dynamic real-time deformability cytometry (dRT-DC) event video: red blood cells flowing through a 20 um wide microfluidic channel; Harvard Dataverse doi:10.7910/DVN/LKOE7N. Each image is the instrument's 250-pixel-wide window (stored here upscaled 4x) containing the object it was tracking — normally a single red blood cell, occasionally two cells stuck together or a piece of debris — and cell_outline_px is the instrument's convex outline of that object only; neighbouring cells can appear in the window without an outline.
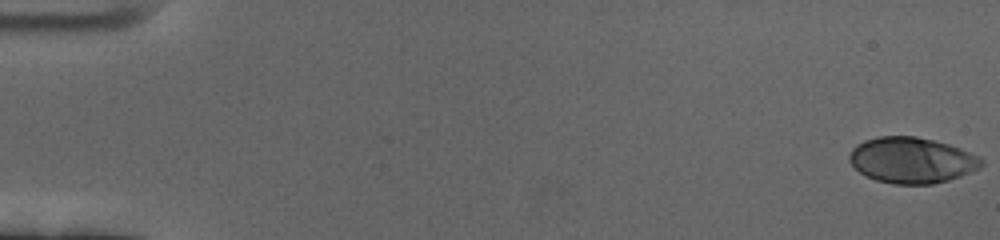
{"species": "human", "species_latin": "Homo sapiens", "temperature_condition": "cold", "stored_images_in_passage": 60, "camera_frame_rate_fps": 3000, "um_per_image_px": 0.085, "donor": {"sex": "female"}, "frame": {"image": 1, "passage_image": 1, "time_ms": 0.0, "image_size_px": [1000, 240], "cell_outline_px": [[984, 164], [980, 168], [960, 176], [948, 180], [932, 184], [892, 184], [876, 180], [860, 172], [848, 160], [848, 156], [852, 148], [856, 144], [864, 140], [876, 136], [916, 136], [948, 144], [960, 148], [980, 156], [984, 160]], "centroid_in_image_um": [77.5, 13.61], "position_along_channel_um": 7.5, "area_um2": 35.43}}
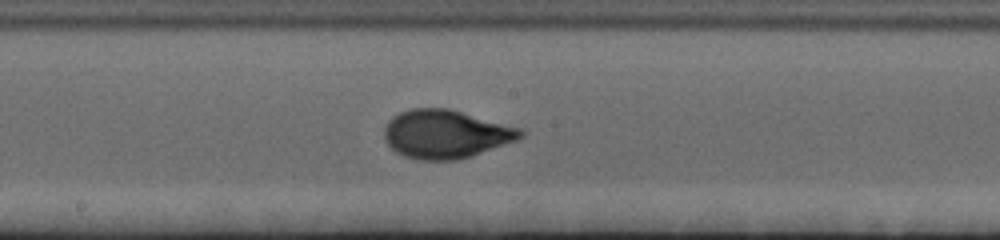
{"frame": {"image": 2, "passage_image": 33, "time_ms": 10.667, "image_size_px": [1000, 240], "cell_outline_px": [[524, 136], [516, 140], [456, 160], [420, 160], [404, 156], [396, 152], [384, 140], [384, 128], [388, 120], [392, 116], [400, 112], [412, 108], [448, 108], [524, 128]], "centroid_in_image_um": [37.87, 11.38], "position_along_channel_um": 210.3, "area_um2": 38.44}}
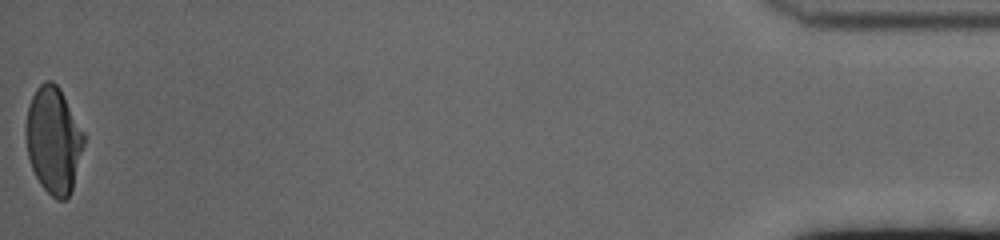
{"frame": {"image": 3, "passage_image": 60, "time_ms": 19.667, "image_size_px": [1000, 240], "cell_outline_px": [[84, 144], [72, 188], [68, 196], [64, 200], [56, 200], [40, 184], [32, 168], [28, 156], [24, 136], [24, 124], [28, 104], [36, 88], [44, 80], [52, 80], [60, 88], [84, 132]], "centroid_in_image_um": [4.51, 11.87], "position_along_channel_um": 430.7, "area_um2": 36.24}, "authors_computed_cell_mechanics": {"area_um2": 36.5296, "velocity_mm_per_s": 3.4359, "shape_relaxation_time_tau1_ms": 4.1448, "shape_relaxation_time_tau2_ms": null, "deformation_change_tau1": 0.1816, "deformation_change_tau2": null}}